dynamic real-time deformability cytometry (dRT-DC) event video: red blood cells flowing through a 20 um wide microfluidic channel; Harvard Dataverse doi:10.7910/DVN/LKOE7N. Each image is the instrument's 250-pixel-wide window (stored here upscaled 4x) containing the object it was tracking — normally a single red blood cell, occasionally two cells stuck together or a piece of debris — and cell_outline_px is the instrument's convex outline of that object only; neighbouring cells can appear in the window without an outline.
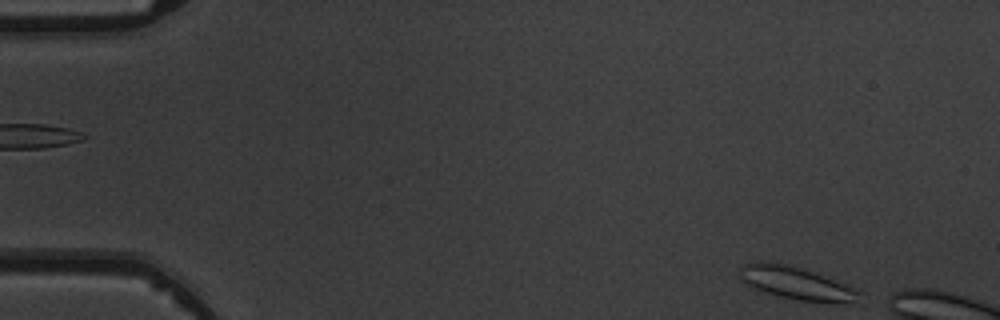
{"species": "common noctule bat (a hibernating species)", "species_latin": "Nyctalus noctula", "temperature_condition": "warm", "stored_images_in_passage": 5, "segment_of_instrument_passage": [2, 2], "camera_frame_rate_fps": 3000, "um_per_image_px": 0.085, "animal": {"sex": "male", "body_mass_g": 19.5, "forearm_length_mm": 54.6}, "frame": {"image": 1, "passage_image": 5, "time_ms": 4.667, "image_size_px": [1000, 320], "cell_outline_px": [[860, 292], [852, 300], [836, 304], [828, 304], [800, 300], [780, 296], [764, 292], [744, 284], [740, 280], [740, 268], [744, 264], [784, 264], [800, 268], [812, 272], [844, 284]], "centroid_in_image_um": [67.63, 24.11], "position_along_channel_um": 17.4, "area_um2": 21.79}}